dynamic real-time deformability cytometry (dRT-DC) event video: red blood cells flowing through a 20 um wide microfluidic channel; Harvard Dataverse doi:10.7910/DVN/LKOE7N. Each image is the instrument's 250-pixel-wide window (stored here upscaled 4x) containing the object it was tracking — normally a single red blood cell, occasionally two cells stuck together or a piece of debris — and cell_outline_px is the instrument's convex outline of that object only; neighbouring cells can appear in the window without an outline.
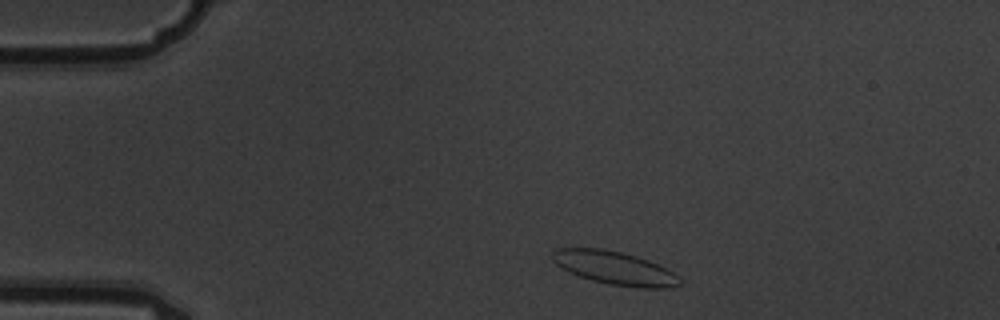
{"species": "common noctule bat (a hibernating species)", "species_latin": "Nyctalus noctula", "temperature_condition": "warm", "stored_images_in_passage": 2, "camera_frame_rate_fps": 3000, "um_per_image_px": 0.085, "animal": {"sex": "male", "body_mass_g": 19.5, "forearm_length_mm": 54.6}, "frame": {"image": 1, "passage_image": 1, "time_ms": 0.0, "image_size_px": [1000, 320], "cell_outline_px": [[680, 284], [668, 288], [636, 288], [608, 284], [592, 280], [580, 276], [556, 264], [552, 260], [552, 252], [556, 248], [600, 248], [620, 252], [636, 256], [648, 260], [668, 268], [680, 280]], "centroid_in_image_um": [52.25, 22.78], "position_along_channel_um": 32.7, "area_um2": 24.51}}